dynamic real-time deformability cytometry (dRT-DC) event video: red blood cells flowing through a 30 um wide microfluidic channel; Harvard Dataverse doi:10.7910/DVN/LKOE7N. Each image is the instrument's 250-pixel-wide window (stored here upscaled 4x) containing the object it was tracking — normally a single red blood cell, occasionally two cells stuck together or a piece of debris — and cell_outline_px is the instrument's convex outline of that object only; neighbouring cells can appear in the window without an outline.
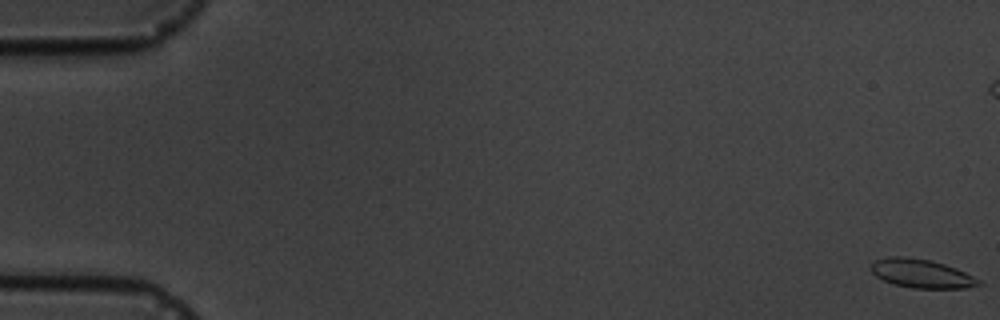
{"species": "common noctule bat (a hibernating species)", "species_latin": "Nyctalus noctula", "temperature_condition": "cold", "stored_images_in_passage": 8, "camera_frame_rate_fps": 3000, "um_per_image_px": 0.085, "animal": {"sex": "male", "body_mass_g": 19.5, "forearm_length_mm": 54.6}, "frame": {"image": 1, "passage_image": 1, "time_ms": 0.0, "image_size_px": [1000, 320], "cell_outline_px": [[984, 284], [964, 288], [912, 288], [896, 284], [884, 280], [876, 276], [868, 268], [876, 260], [892, 256], [904, 256], [932, 260], [956, 268], [980, 280]], "centroid_in_image_um": [78.32, 23.24], "position_along_channel_um": 6.7, "area_um2": 17.92}}
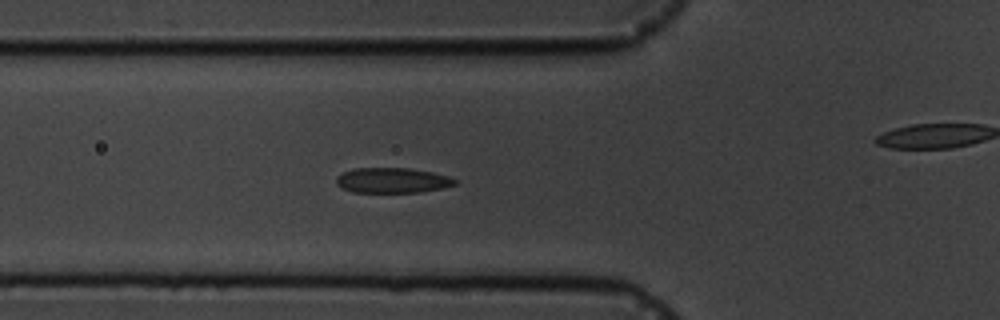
{"frame": {"image": 2, "passage_image": 7, "time_ms": 6.667, "image_size_px": [1000, 320], "cell_outline_px": [[460, 180], [456, 184], [444, 188], [420, 192], [352, 192], [336, 184], [336, 176], [352, 168], [408, 168], [432, 172], [448, 176]], "centroid_in_image_um": [33.38, 15.33], "position_along_channel_um": 92.4, "area_um2": 17.51}}